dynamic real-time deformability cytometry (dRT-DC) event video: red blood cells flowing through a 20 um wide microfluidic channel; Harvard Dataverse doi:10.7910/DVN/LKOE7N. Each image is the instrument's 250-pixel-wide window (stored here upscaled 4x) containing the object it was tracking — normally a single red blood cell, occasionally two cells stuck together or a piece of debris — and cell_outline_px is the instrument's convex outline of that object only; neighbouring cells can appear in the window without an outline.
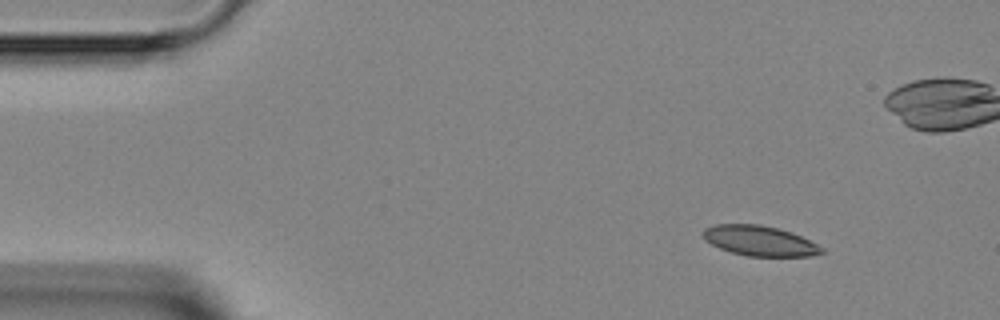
{"species": "Egyptian fruit bat (a non-hibernating species)", "species_latin": "Rousettus aegyptiacus", "temperature_condition": "room temperature", "stored_images_in_passage": 4, "camera_frame_rate_fps": 3000, "um_per_image_px": 0.085, "animal": {"sex": "female"}, "frame": {"image": 1, "passage_image": 1, "time_ms": 0.0, "image_size_px": [1000, 320], "cell_outline_px": [[824, 252], [812, 256], [748, 256], [732, 252], [720, 248], [704, 240], [704, 228], [716, 224], [760, 224], [792, 232], [824, 248]], "centroid_in_image_um": [64.57, 20.47], "position_along_channel_um": 20.4, "area_um2": 20.63}}